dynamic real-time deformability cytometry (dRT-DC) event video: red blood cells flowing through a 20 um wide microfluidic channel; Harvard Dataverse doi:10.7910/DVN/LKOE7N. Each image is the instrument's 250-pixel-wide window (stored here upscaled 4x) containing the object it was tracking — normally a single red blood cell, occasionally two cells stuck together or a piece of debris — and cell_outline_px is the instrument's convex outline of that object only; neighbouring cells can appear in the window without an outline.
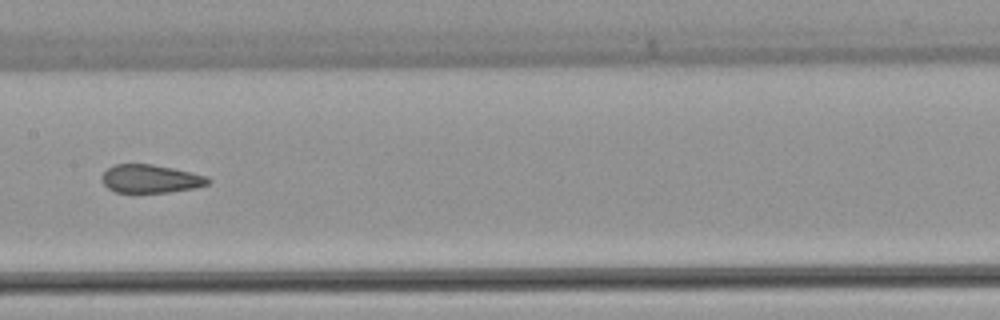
{"species": "common noctule bat (a hibernating species)", "species_latin": "Nyctalus noctula", "temperature_condition": "warm", "stored_images_in_passage": 34, "camera_frame_rate_fps": 3000, "um_per_image_px": 0.085, "animal": {"sex": "female", "body_mass_g": 22.7, "forearm_length_mm": 54.2}, "frame": {"image": 1, "passage_image": 10, "time_ms": 3.0, "image_size_px": [1000, 320], "cell_outline_px": [[212, 180], [208, 184], [196, 188], [168, 192], [116, 192], [108, 188], [100, 180], [100, 176], [108, 168], [116, 164], [152, 164], [192, 172], [208, 176]], "centroid_in_image_um": [12.81, 15.19], "position_along_channel_um": 194.6, "area_um2": 17.57}}